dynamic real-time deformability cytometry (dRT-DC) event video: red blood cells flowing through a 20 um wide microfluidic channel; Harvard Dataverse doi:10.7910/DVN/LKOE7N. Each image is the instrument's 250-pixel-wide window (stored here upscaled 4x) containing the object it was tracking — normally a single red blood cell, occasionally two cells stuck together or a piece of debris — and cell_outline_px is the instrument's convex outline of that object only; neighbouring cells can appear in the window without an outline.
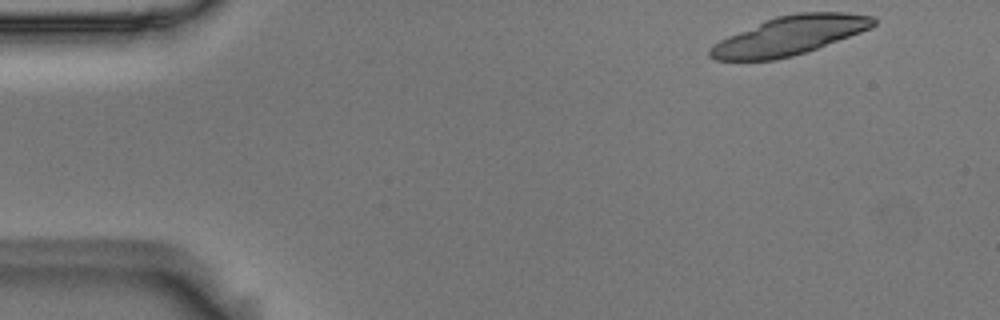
{"species": "Egyptian fruit bat (a non-hibernating species)", "species_latin": "Rousettus aegyptiacus", "temperature_condition": "room temperature", "stored_images_in_passage": 15, "camera_frame_rate_fps": 3000, "um_per_image_px": 0.085, "animal": {"sex": "male"}, "frame": {"image": 1, "passage_image": 1, "time_ms": 0.0, "image_size_px": [1000, 320], "cell_outline_px": [[876, 24], [872, 28], [816, 48], [792, 56], [776, 60], [716, 60], [708, 56], [708, 48], [712, 44], [728, 36], [776, 16], [800, 12], [844, 12], [872, 16], [876, 20]], "centroid_in_image_um": [67.1, 3.03], "position_along_channel_um": 17.9, "area_um2": 36.65}}